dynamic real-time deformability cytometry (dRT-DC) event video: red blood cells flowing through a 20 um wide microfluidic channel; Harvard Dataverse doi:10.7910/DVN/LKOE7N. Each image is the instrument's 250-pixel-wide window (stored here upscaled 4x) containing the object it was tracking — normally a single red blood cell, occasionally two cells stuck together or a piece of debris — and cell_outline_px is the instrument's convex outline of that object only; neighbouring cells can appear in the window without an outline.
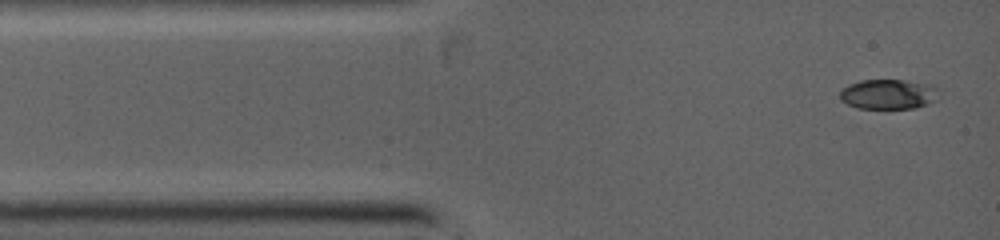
{"species": "common noctule bat (a hibernating species)", "species_latin": "Nyctalus noctula", "temperature_condition": "warm", "stored_images_in_passage": 34, "camera_frame_rate_fps": 5000, "um_per_image_px": 0.085, "animal": {"sex": "female", "body_mass_g": 19.0, "forearm_length_mm": 53.3}, "frame": {"image": 1, "passage_image": 1, "time_ms": 0.0, "image_size_px": [1000, 240], "cell_outline_px": [[940, 92], [936, 100], [928, 104], [916, 108], [856, 108], [840, 100], [840, 92], [848, 84], [860, 80], [904, 80], [932, 84], [940, 88]], "centroid_in_image_um": [75.56, 8.0], "position_along_channel_um": 9.4, "area_um2": 17.51}}
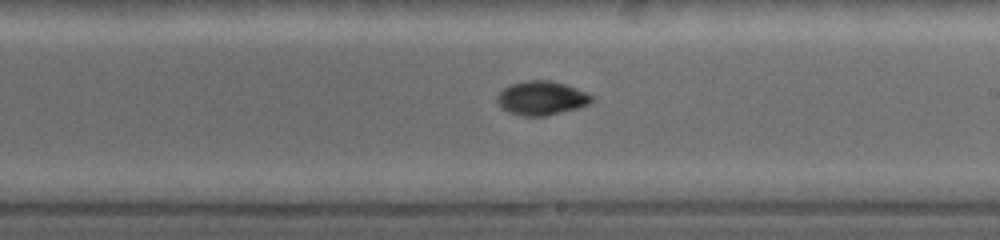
{"frame": {"image": 2, "passage_image": 20, "time_ms": 6.0, "image_size_px": [1000, 240], "cell_outline_px": [[596, 96], [588, 104], [576, 108], [544, 116], [524, 116], [508, 112], [496, 100], [496, 96], [504, 88], [512, 84], [528, 80], [548, 80], [564, 84], [576, 88]], "centroid_in_image_um": [46.04, 8.33], "position_along_channel_um": 243.0, "area_um2": 18.44}}
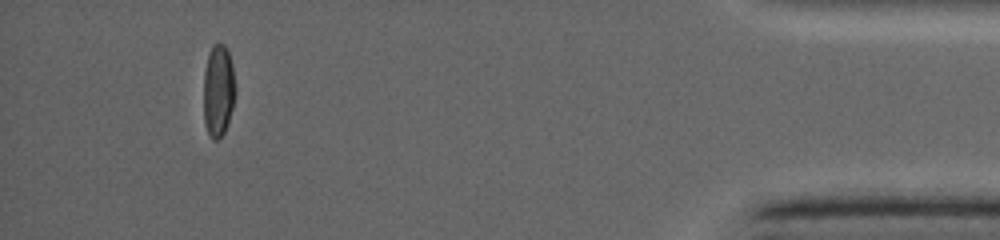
{"frame": {"image": 3, "passage_image": 34, "time_ms": 11.2, "image_size_px": [1000, 240], "cell_outline_px": [[236, 92], [228, 124], [224, 132], [216, 140], [212, 140], [204, 124], [204, 72], [208, 52], [212, 44], [224, 44], [228, 52], [232, 64], [236, 88]], "centroid_in_image_um": [18.56, 7.69], "position_along_channel_um": 416.6, "area_um2": 17.22}}